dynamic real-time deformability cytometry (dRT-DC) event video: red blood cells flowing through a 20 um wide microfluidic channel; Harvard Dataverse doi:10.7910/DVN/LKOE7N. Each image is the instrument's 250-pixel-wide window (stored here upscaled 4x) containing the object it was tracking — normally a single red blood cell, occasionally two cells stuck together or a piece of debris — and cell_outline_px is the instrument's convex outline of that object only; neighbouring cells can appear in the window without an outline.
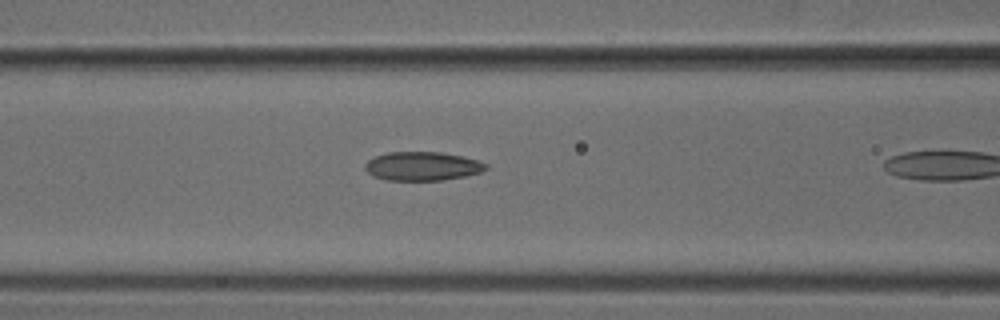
{"species": "common noctule bat (a hibernating species)", "species_latin": "Nyctalus noctula", "temperature_condition": "cold", "stored_images_in_passage": 4, "camera_frame_rate_fps": 3000, "um_per_image_px": 0.085, "animal": {"sex": "male", "body_mass_g": 18.8}, "frame": {"image": 1, "passage_image": 3, "time_ms": 0.667, "image_size_px": [1000, 320], "cell_outline_px": [[488, 168], [480, 172], [464, 176], [440, 180], [388, 180], [376, 176], [368, 172], [364, 168], [364, 164], [368, 160], [376, 156], [388, 152], [440, 152], [460, 156], [476, 160], [488, 164]], "centroid_in_image_um": [35.89, 14.12], "position_along_channel_um": 130.7, "area_um2": 20.0}}